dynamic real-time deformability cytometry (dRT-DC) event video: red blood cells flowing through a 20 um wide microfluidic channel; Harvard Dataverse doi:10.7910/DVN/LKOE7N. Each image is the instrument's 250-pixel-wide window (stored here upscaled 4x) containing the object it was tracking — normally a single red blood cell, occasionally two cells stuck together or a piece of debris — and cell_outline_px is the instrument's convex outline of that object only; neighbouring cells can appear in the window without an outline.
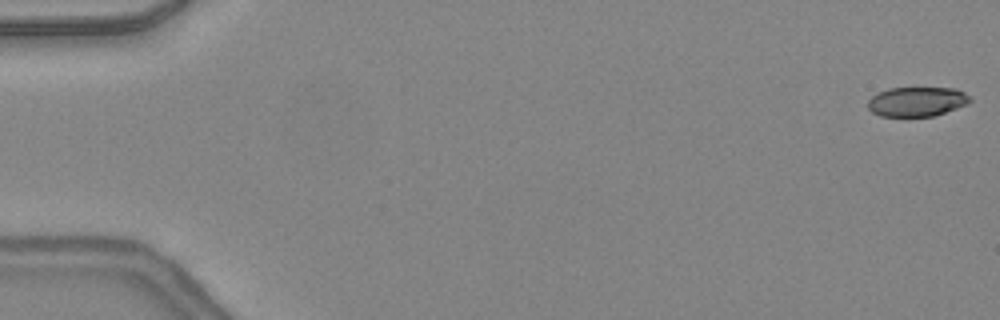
{"species": "common noctule bat (a hibernating species)", "species_latin": "Nyctalus noctula", "temperature_condition": "warm", "stored_images_in_passage": 9, "camera_frame_rate_fps": 3000, "um_per_image_px": 0.085, "animal": {"sex": "female", "body_mass_g": 24.6, "forearm_length_mm": 56.2}, "frame": {"image": 1, "passage_image": 1, "time_ms": 0.0, "image_size_px": [1000, 320], "cell_outline_px": [[972, 100], [968, 104], [932, 116], [880, 116], [872, 112], [868, 108], [868, 100], [876, 92], [888, 88], [956, 88], [964, 92]], "centroid_in_image_um": [77.91, 8.63], "position_along_channel_um": 7.1, "area_um2": 17.57}}